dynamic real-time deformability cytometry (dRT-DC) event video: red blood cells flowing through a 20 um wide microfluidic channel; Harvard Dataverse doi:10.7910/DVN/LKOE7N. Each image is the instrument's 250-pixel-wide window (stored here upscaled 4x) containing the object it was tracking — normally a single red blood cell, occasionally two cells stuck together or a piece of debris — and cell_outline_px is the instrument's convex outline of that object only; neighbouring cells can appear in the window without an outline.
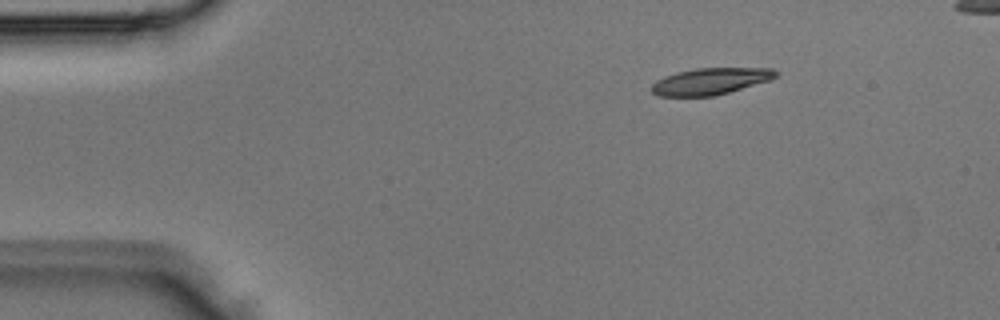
{"species": "Egyptian fruit bat (a non-hibernating species)", "species_latin": "Rousettus aegyptiacus", "temperature_condition": "room temperature", "stored_images_in_passage": 3, "camera_frame_rate_fps": 3000, "um_per_image_px": 0.085, "animal": {"sex": "male"}, "frame": {"image": 1, "passage_image": 1, "time_ms": 0.0, "image_size_px": [1000, 320], "cell_outline_px": [[780, 72], [772, 80], [728, 92], [712, 96], [660, 96], [652, 92], [652, 84], [656, 80], [664, 76], [676, 72], [696, 68], [772, 68]], "centroid_in_image_um": [60.41, 6.9], "position_along_channel_um": 24.6, "area_um2": 19.31}}